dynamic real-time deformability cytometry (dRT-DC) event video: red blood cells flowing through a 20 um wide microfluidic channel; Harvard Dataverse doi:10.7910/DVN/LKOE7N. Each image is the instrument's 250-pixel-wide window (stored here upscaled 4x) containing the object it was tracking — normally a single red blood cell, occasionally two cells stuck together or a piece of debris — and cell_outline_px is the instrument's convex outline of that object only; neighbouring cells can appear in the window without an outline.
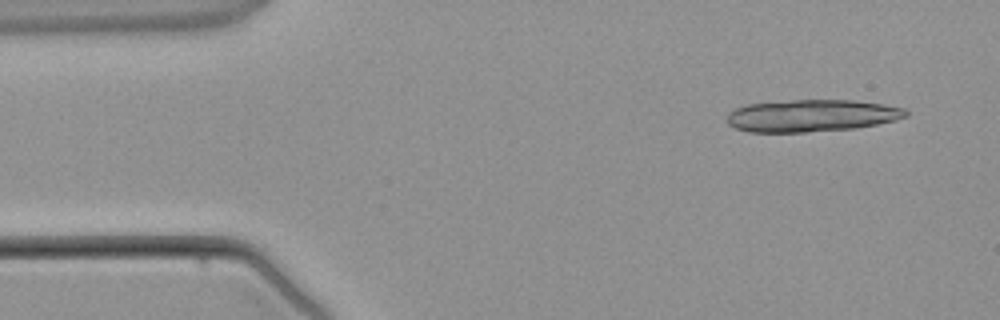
{"species": "common noctule bat (a hibernating species)", "species_latin": "Nyctalus noctula", "temperature_condition": "warm", "stored_images_in_passage": 4, "camera_frame_rate_fps": 3000, "um_per_image_px": 0.085, "animal": {"sex": "male", "body_mass_g": 21.5, "forearm_length_mm": 52.0}, "frame": {"image": 1, "passage_image": 1, "time_ms": 0.0, "image_size_px": [1000, 320], "cell_outline_px": [[908, 116], [896, 120], [856, 128], [808, 132], [748, 132], [736, 128], [728, 124], [724, 120], [728, 112], [736, 108], [748, 104], [792, 100], [852, 100], [880, 104], [904, 108], [908, 112]], "centroid_in_image_um": [68.94, 9.84], "position_along_channel_um": 16.1, "area_um2": 33.58}}